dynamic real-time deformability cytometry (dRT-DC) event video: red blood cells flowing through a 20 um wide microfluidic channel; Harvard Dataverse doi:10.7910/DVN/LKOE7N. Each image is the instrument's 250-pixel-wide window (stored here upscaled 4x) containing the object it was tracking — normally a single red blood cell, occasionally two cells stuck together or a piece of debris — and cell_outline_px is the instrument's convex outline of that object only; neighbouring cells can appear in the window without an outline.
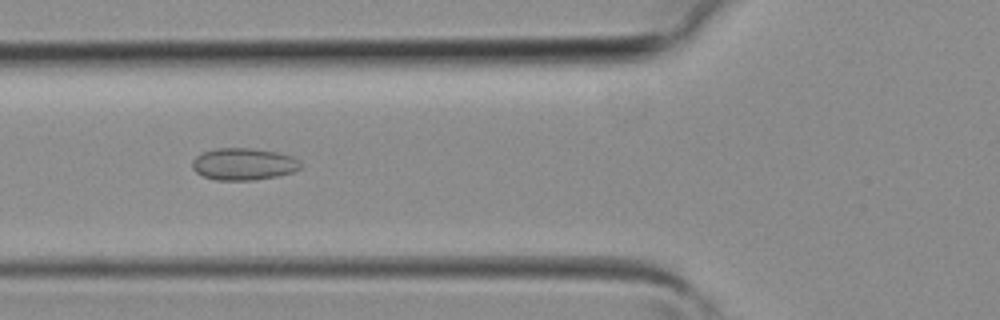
{"species": "common noctule bat (a hibernating species)", "species_latin": "Nyctalus noctula", "temperature_condition": "room temperature", "stored_images_in_passage": 36, "camera_frame_rate_fps": 3000, "um_per_image_px": 0.085, "animal": {"sex": "female", "body_mass_g": 19.3, "forearm_length_mm": 54.1}, "frame": {"image": 1, "passage_image": 10, "time_ms": 3.0, "image_size_px": [1000, 320], "cell_outline_px": [[300, 168], [292, 172], [276, 176], [252, 180], [216, 180], [204, 176], [196, 172], [192, 168], [192, 160], [196, 156], [204, 152], [216, 148], [248, 148], [276, 152], [292, 156], [300, 164]], "centroid_in_image_um": [20.66, 13.95], "position_along_channel_um": 105.1, "area_um2": 19.94}}
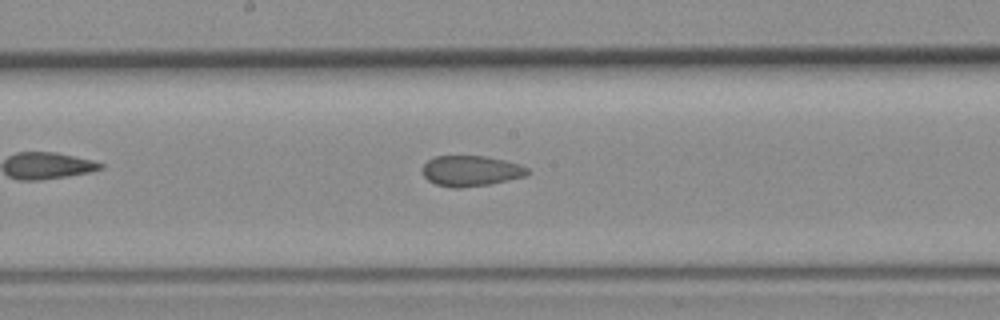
{"frame": {"image": 2, "passage_image": 16, "time_ms": 5.0, "image_size_px": [1000, 320], "cell_outline_px": [[532, 172], [528, 176], [492, 184], [460, 188], [452, 188], [436, 184], [428, 180], [424, 176], [424, 164], [428, 160], [436, 156], [484, 156], [504, 160], [520, 164], [528, 168]], "centroid_in_image_um": [40.1, 14.54], "position_along_channel_um": 208.1, "area_um2": 18.9}}
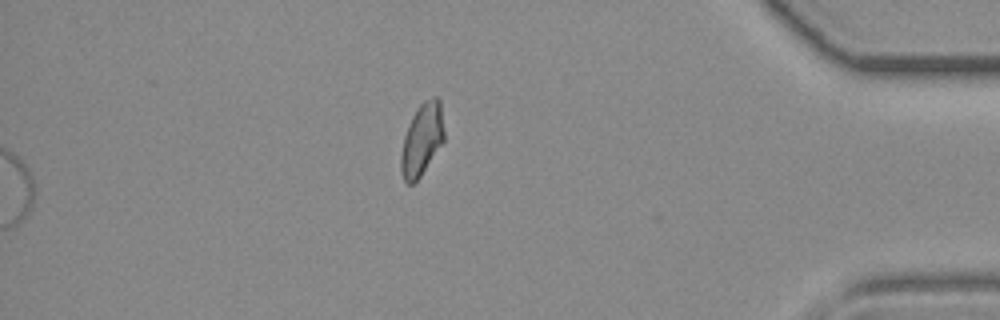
{"frame": {"image": 3, "passage_image": 36, "time_ms": 11.667, "image_size_px": [1000, 320], "cell_outline_px": [[444, 140], [420, 176], [412, 184], [408, 184], [404, 180], [400, 168], [400, 156], [404, 136], [412, 116], [416, 108], [424, 100], [432, 96], [436, 96], [440, 100], [444, 132]], "centroid_in_image_um": [35.85, 11.82], "position_along_channel_um": 399.3, "area_um2": 18.03}}